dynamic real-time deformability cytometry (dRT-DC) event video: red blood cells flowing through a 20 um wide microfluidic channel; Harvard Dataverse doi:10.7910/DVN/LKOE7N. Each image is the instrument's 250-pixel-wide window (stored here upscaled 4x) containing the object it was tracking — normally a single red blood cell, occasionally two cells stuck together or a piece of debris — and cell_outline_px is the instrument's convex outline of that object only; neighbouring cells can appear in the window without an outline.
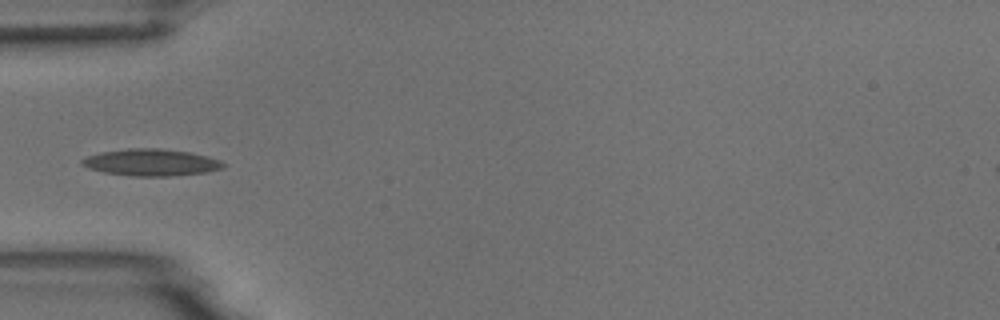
{"species": "common noctule bat (a hibernating species)", "species_latin": "Nyctalus noctula", "temperature_condition": "room temperature", "stored_images_in_passage": 8, "camera_frame_rate_fps": 3000, "um_per_image_px": 0.085, "animal": {"sex": "male", "body_mass_g": 18.8}, "frame": {"image": 1, "passage_image": 1, "time_ms": 0.0, "image_size_px": [1000, 320], "cell_outline_px": [[228, 164], [224, 168], [204, 172], [168, 176], [132, 176], [104, 172], [88, 168], [80, 164], [80, 160], [88, 156], [100, 152], [128, 148], [160, 148], [188, 152], [220, 160]], "centroid_in_image_um": [12.82, 13.8], "position_along_channel_um": 72.2, "area_um2": 22.02}}